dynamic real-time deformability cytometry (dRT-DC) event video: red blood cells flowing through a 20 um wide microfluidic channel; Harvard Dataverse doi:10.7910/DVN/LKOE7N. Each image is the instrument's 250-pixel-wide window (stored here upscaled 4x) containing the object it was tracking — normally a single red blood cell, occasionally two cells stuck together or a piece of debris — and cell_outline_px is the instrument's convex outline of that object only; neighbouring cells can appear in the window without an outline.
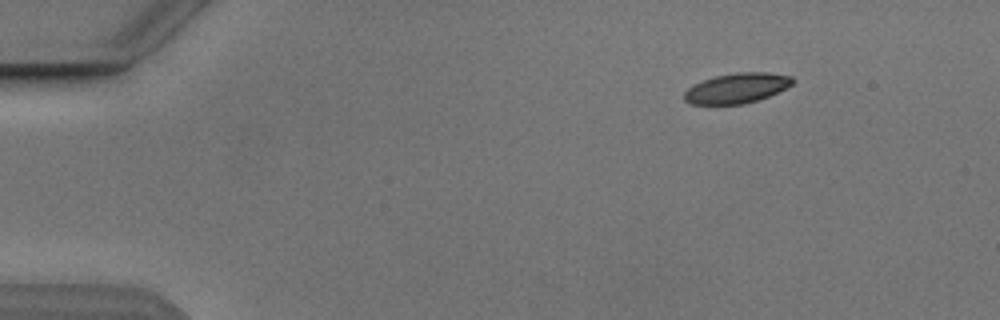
{"species": "Egyptian fruit bat (a non-hibernating species)", "species_latin": "Rousettus aegyptiacus", "temperature_condition": "cold", "stored_images_in_passage": 4, "camera_frame_rate_fps": 3000, "um_per_image_px": 0.085, "animal": {"sex": "male"}, "frame": {"image": 1, "passage_image": 1, "time_ms": 0.0, "image_size_px": [1000, 320], "cell_outline_px": [[796, 80], [792, 84], [768, 96], [744, 104], [688, 104], [684, 100], [684, 92], [688, 88], [704, 80], [716, 76], [736, 72], [768, 72], [792, 76]], "centroid_in_image_um": [62.63, 7.49], "position_along_channel_um": 22.4, "area_um2": 18.84}}
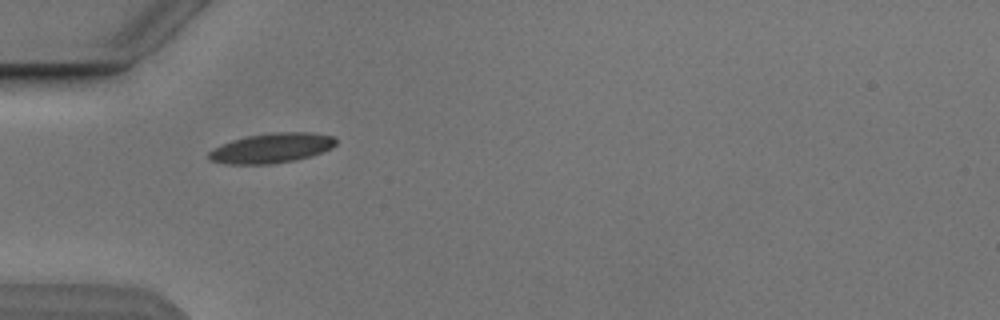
{"frame": {"image": 2, "passage_image": 4, "time_ms": 3.333, "image_size_px": [1000, 320], "cell_outline_px": [[336, 144], [332, 148], [324, 152], [312, 156], [296, 160], [272, 164], [232, 164], [208, 160], [208, 152], [212, 148], [220, 144], [232, 140], [248, 136], [276, 132], [312, 132], [332, 136], [336, 140]], "centroid_in_image_um": [23.1, 12.59], "position_along_channel_um": 61.9, "area_um2": 22.25}}